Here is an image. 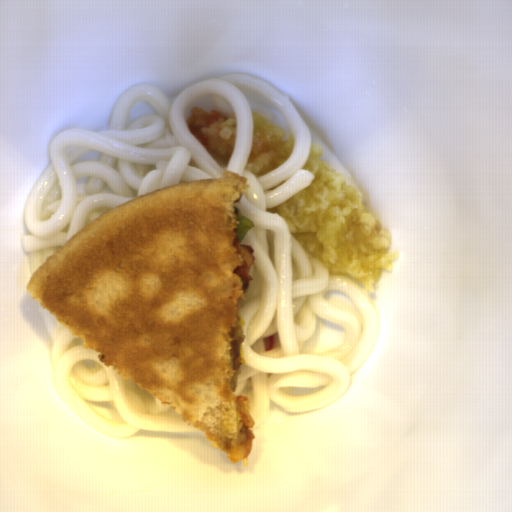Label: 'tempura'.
I'll return each instance as SVG.
<instances>
[{
	"label": "tempura",
	"instance_id": "tempura-1",
	"mask_svg": "<svg viewBox=\"0 0 512 512\" xmlns=\"http://www.w3.org/2000/svg\"><path fill=\"white\" fill-rule=\"evenodd\" d=\"M323 146H314L303 169L314 174L306 188L269 208L287 221L290 235L306 255L329 274L376 294L386 271L396 265L398 251L389 250L391 236L366 206L361 189L333 170Z\"/></svg>",
	"mask_w": 512,
	"mask_h": 512
},
{
	"label": "tempura",
	"instance_id": "tempura-2",
	"mask_svg": "<svg viewBox=\"0 0 512 512\" xmlns=\"http://www.w3.org/2000/svg\"><path fill=\"white\" fill-rule=\"evenodd\" d=\"M252 141L244 169L256 178L285 163L293 153V137H284L272 116L256 111L251 119Z\"/></svg>",
	"mask_w": 512,
	"mask_h": 512
},
{
	"label": "tempura",
	"instance_id": "tempura-3",
	"mask_svg": "<svg viewBox=\"0 0 512 512\" xmlns=\"http://www.w3.org/2000/svg\"><path fill=\"white\" fill-rule=\"evenodd\" d=\"M186 124L190 135L201 142L215 163L221 169L226 168L235 149V113L205 112L196 104L189 109Z\"/></svg>",
	"mask_w": 512,
	"mask_h": 512
}]
</instances>
